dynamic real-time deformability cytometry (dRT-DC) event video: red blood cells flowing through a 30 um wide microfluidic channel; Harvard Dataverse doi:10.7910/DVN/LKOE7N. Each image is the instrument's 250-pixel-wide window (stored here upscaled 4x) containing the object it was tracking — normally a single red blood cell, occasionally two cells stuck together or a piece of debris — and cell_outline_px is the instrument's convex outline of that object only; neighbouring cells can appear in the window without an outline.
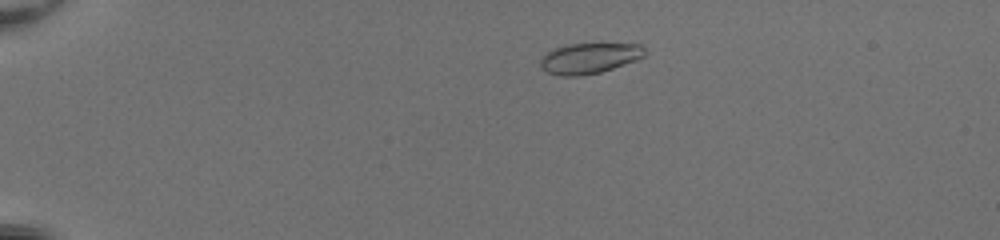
{"species": "common noctule bat (a hibernating species)", "species_latin": "Nyctalus noctula", "temperature_condition": "room temperature", "stored_images_in_passage": 49, "camera_frame_rate_fps": 3000, "um_per_image_px": 0.085, "animal": {"sex": "female", "body_mass_g": 20.0, "forearm_length_mm": 54.0}, "frame": {"image": 1, "passage_image": 9, "time_ms": 2.667, "image_size_px": [1000, 240], "cell_outline_px": [[648, 52], [644, 56], [636, 60], [600, 72], [580, 76], [560, 76], [548, 72], [540, 68], [540, 60], [548, 52], [564, 44], [644, 44]], "centroid_in_image_um": [50.12, 4.94], "position_along_channel_um": 34.9, "area_um2": 18.61}}
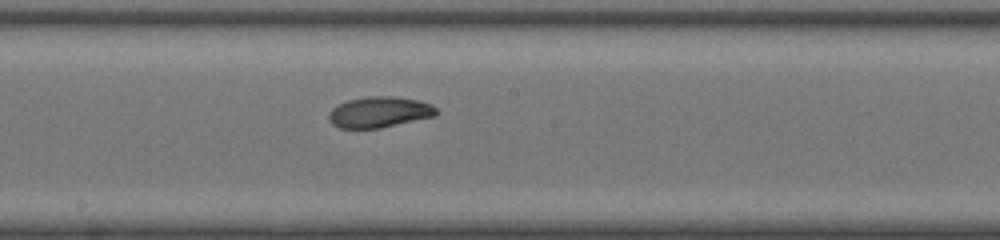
{"frame": {"image": 2, "passage_image": 28, "time_ms": 9.0, "image_size_px": [1000, 240], "cell_outline_px": [[436, 116], [380, 128], [340, 128], [332, 124], [328, 120], [328, 116], [332, 108], [348, 100], [368, 96], [392, 96], [416, 100], [432, 104], [436, 108]], "centroid_in_image_um": [32.24, 9.53], "position_along_channel_um": 216.0, "area_um2": 19.25}}
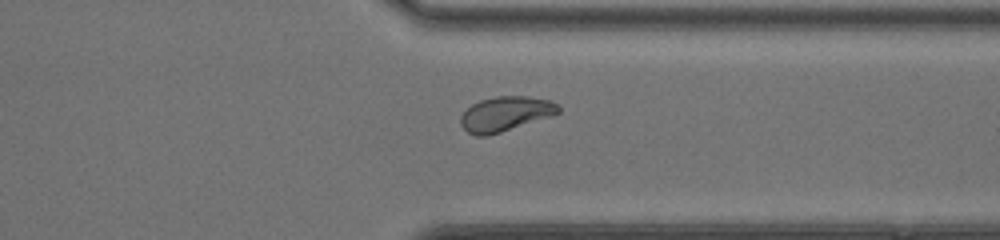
{"frame": {"image": 3, "passage_image": 39, "time_ms": 12.667, "image_size_px": [1000, 240], "cell_outline_px": [[560, 112], [552, 116], [488, 136], [476, 136], [468, 132], [460, 124], [460, 116], [472, 104], [480, 100], [496, 96], [528, 96], [552, 100], [560, 108]], "centroid_in_image_um": [42.97, 9.67], "position_along_channel_um": 368.4, "area_um2": 19.83}, "authors_computed_cell_mechanics": {"area_um2": 19.652, "velocity_mm_per_s": 4.1619, "shape_relaxation_time_tau1_ms": 6.2934, "shape_relaxation_time_tau2_ms": 1.5697, "deformation_change_tau1": 0.1831, "deformation_change_tau2": 0.0566}}